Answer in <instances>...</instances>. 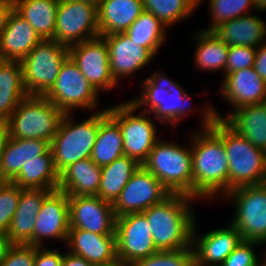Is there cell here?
I'll return each instance as SVG.
<instances>
[{
	"instance_id": "obj_1",
	"label": "cell",
	"mask_w": 266,
	"mask_h": 266,
	"mask_svg": "<svg viewBox=\"0 0 266 266\" xmlns=\"http://www.w3.org/2000/svg\"><path fill=\"white\" fill-rule=\"evenodd\" d=\"M200 111L202 131L192 133L193 198L211 199L228 193V159L223 144V120Z\"/></svg>"
},
{
	"instance_id": "obj_2",
	"label": "cell",
	"mask_w": 266,
	"mask_h": 266,
	"mask_svg": "<svg viewBox=\"0 0 266 266\" xmlns=\"http://www.w3.org/2000/svg\"><path fill=\"white\" fill-rule=\"evenodd\" d=\"M195 199L187 195L170 194L162 202L143 211L158 251L192 247V232L196 222L192 201Z\"/></svg>"
},
{
	"instance_id": "obj_3",
	"label": "cell",
	"mask_w": 266,
	"mask_h": 266,
	"mask_svg": "<svg viewBox=\"0 0 266 266\" xmlns=\"http://www.w3.org/2000/svg\"><path fill=\"white\" fill-rule=\"evenodd\" d=\"M108 115V108L97 110L82 122H75L72 113H64L50 148L54 165L60 174L66 167L91 157L99 123Z\"/></svg>"
},
{
	"instance_id": "obj_4",
	"label": "cell",
	"mask_w": 266,
	"mask_h": 266,
	"mask_svg": "<svg viewBox=\"0 0 266 266\" xmlns=\"http://www.w3.org/2000/svg\"><path fill=\"white\" fill-rule=\"evenodd\" d=\"M143 166L150 171L171 194L193 197L192 151L175 142L159 139Z\"/></svg>"
},
{
	"instance_id": "obj_5",
	"label": "cell",
	"mask_w": 266,
	"mask_h": 266,
	"mask_svg": "<svg viewBox=\"0 0 266 266\" xmlns=\"http://www.w3.org/2000/svg\"><path fill=\"white\" fill-rule=\"evenodd\" d=\"M64 113L45 96L28 95L11 113L7 134L17 139L52 142Z\"/></svg>"
},
{
	"instance_id": "obj_6",
	"label": "cell",
	"mask_w": 266,
	"mask_h": 266,
	"mask_svg": "<svg viewBox=\"0 0 266 266\" xmlns=\"http://www.w3.org/2000/svg\"><path fill=\"white\" fill-rule=\"evenodd\" d=\"M223 144L228 159V192L266 183V152L254 146L223 120Z\"/></svg>"
},
{
	"instance_id": "obj_7",
	"label": "cell",
	"mask_w": 266,
	"mask_h": 266,
	"mask_svg": "<svg viewBox=\"0 0 266 266\" xmlns=\"http://www.w3.org/2000/svg\"><path fill=\"white\" fill-rule=\"evenodd\" d=\"M69 47L53 39L41 40L22 59L23 84L28 95L45 96L54 86Z\"/></svg>"
},
{
	"instance_id": "obj_8",
	"label": "cell",
	"mask_w": 266,
	"mask_h": 266,
	"mask_svg": "<svg viewBox=\"0 0 266 266\" xmlns=\"http://www.w3.org/2000/svg\"><path fill=\"white\" fill-rule=\"evenodd\" d=\"M137 111L129 100L108 107V115L120 126L124 155L143 165L159 138L155 121L147 117V112L136 115Z\"/></svg>"
},
{
	"instance_id": "obj_9",
	"label": "cell",
	"mask_w": 266,
	"mask_h": 266,
	"mask_svg": "<svg viewBox=\"0 0 266 266\" xmlns=\"http://www.w3.org/2000/svg\"><path fill=\"white\" fill-rule=\"evenodd\" d=\"M224 198L234 202L235 214L230 223L242 239L266 245V183L236 188Z\"/></svg>"
},
{
	"instance_id": "obj_10",
	"label": "cell",
	"mask_w": 266,
	"mask_h": 266,
	"mask_svg": "<svg viewBox=\"0 0 266 266\" xmlns=\"http://www.w3.org/2000/svg\"><path fill=\"white\" fill-rule=\"evenodd\" d=\"M99 93L80 72L70 56L63 62L54 86L45 95L63 113L98 108Z\"/></svg>"
},
{
	"instance_id": "obj_11",
	"label": "cell",
	"mask_w": 266,
	"mask_h": 266,
	"mask_svg": "<svg viewBox=\"0 0 266 266\" xmlns=\"http://www.w3.org/2000/svg\"><path fill=\"white\" fill-rule=\"evenodd\" d=\"M53 40L66 46L100 36L97 6L82 0H59Z\"/></svg>"
},
{
	"instance_id": "obj_12",
	"label": "cell",
	"mask_w": 266,
	"mask_h": 266,
	"mask_svg": "<svg viewBox=\"0 0 266 266\" xmlns=\"http://www.w3.org/2000/svg\"><path fill=\"white\" fill-rule=\"evenodd\" d=\"M150 224L143 212L129 213L116 218L118 262L130 266L135 261L155 254Z\"/></svg>"
},
{
	"instance_id": "obj_13",
	"label": "cell",
	"mask_w": 266,
	"mask_h": 266,
	"mask_svg": "<svg viewBox=\"0 0 266 266\" xmlns=\"http://www.w3.org/2000/svg\"><path fill=\"white\" fill-rule=\"evenodd\" d=\"M170 194L150 171L140 165L113 203L115 216L143 212Z\"/></svg>"
},
{
	"instance_id": "obj_14",
	"label": "cell",
	"mask_w": 266,
	"mask_h": 266,
	"mask_svg": "<svg viewBox=\"0 0 266 266\" xmlns=\"http://www.w3.org/2000/svg\"><path fill=\"white\" fill-rule=\"evenodd\" d=\"M69 56L98 93L117 86L110 70L108 44L102 36L69 46Z\"/></svg>"
},
{
	"instance_id": "obj_15",
	"label": "cell",
	"mask_w": 266,
	"mask_h": 266,
	"mask_svg": "<svg viewBox=\"0 0 266 266\" xmlns=\"http://www.w3.org/2000/svg\"><path fill=\"white\" fill-rule=\"evenodd\" d=\"M223 99L233 106L232 111L223 117L211 104L209 115L225 120L235 109L243 106L266 102V82L257 74L254 67L234 71L224 75L220 85Z\"/></svg>"
},
{
	"instance_id": "obj_16",
	"label": "cell",
	"mask_w": 266,
	"mask_h": 266,
	"mask_svg": "<svg viewBox=\"0 0 266 266\" xmlns=\"http://www.w3.org/2000/svg\"><path fill=\"white\" fill-rule=\"evenodd\" d=\"M70 229H83L99 235H116V216L111 202L97 195L68 196Z\"/></svg>"
},
{
	"instance_id": "obj_17",
	"label": "cell",
	"mask_w": 266,
	"mask_h": 266,
	"mask_svg": "<svg viewBox=\"0 0 266 266\" xmlns=\"http://www.w3.org/2000/svg\"><path fill=\"white\" fill-rule=\"evenodd\" d=\"M70 229L68 195L60 190L52 191L36 216L33 246L43 247L44 240L57 239L66 242Z\"/></svg>"
},
{
	"instance_id": "obj_18",
	"label": "cell",
	"mask_w": 266,
	"mask_h": 266,
	"mask_svg": "<svg viewBox=\"0 0 266 266\" xmlns=\"http://www.w3.org/2000/svg\"><path fill=\"white\" fill-rule=\"evenodd\" d=\"M196 223L192 232L195 266H220L243 240L241 233L231 223L228 227L217 228L200 236L196 232Z\"/></svg>"
},
{
	"instance_id": "obj_19",
	"label": "cell",
	"mask_w": 266,
	"mask_h": 266,
	"mask_svg": "<svg viewBox=\"0 0 266 266\" xmlns=\"http://www.w3.org/2000/svg\"><path fill=\"white\" fill-rule=\"evenodd\" d=\"M102 37L108 44L110 70L117 83L120 79L143 69L154 58L147 48L137 46L125 32Z\"/></svg>"
},
{
	"instance_id": "obj_20",
	"label": "cell",
	"mask_w": 266,
	"mask_h": 266,
	"mask_svg": "<svg viewBox=\"0 0 266 266\" xmlns=\"http://www.w3.org/2000/svg\"><path fill=\"white\" fill-rule=\"evenodd\" d=\"M66 245L70 253L83 257L94 266L118 262L116 235H99L83 229H69Z\"/></svg>"
},
{
	"instance_id": "obj_21",
	"label": "cell",
	"mask_w": 266,
	"mask_h": 266,
	"mask_svg": "<svg viewBox=\"0 0 266 266\" xmlns=\"http://www.w3.org/2000/svg\"><path fill=\"white\" fill-rule=\"evenodd\" d=\"M52 192L46 189H22L18 207L6 232L12 245L33 246L36 216L44 199Z\"/></svg>"
},
{
	"instance_id": "obj_22",
	"label": "cell",
	"mask_w": 266,
	"mask_h": 266,
	"mask_svg": "<svg viewBox=\"0 0 266 266\" xmlns=\"http://www.w3.org/2000/svg\"><path fill=\"white\" fill-rule=\"evenodd\" d=\"M41 40L29 22L13 10L0 37V59L21 61Z\"/></svg>"
},
{
	"instance_id": "obj_23",
	"label": "cell",
	"mask_w": 266,
	"mask_h": 266,
	"mask_svg": "<svg viewBox=\"0 0 266 266\" xmlns=\"http://www.w3.org/2000/svg\"><path fill=\"white\" fill-rule=\"evenodd\" d=\"M222 41L230 46H249L257 48L266 42V23L253 14H246L225 21L213 30Z\"/></svg>"
},
{
	"instance_id": "obj_24",
	"label": "cell",
	"mask_w": 266,
	"mask_h": 266,
	"mask_svg": "<svg viewBox=\"0 0 266 266\" xmlns=\"http://www.w3.org/2000/svg\"><path fill=\"white\" fill-rule=\"evenodd\" d=\"M50 142L42 139H17L7 135L0 162V181H11L21 167L34 158L44 155Z\"/></svg>"
},
{
	"instance_id": "obj_25",
	"label": "cell",
	"mask_w": 266,
	"mask_h": 266,
	"mask_svg": "<svg viewBox=\"0 0 266 266\" xmlns=\"http://www.w3.org/2000/svg\"><path fill=\"white\" fill-rule=\"evenodd\" d=\"M143 11L142 0H102L97 6L100 36L125 32Z\"/></svg>"
},
{
	"instance_id": "obj_26",
	"label": "cell",
	"mask_w": 266,
	"mask_h": 266,
	"mask_svg": "<svg viewBox=\"0 0 266 266\" xmlns=\"http://www.w3.org/2000/svg\"><path fill=\"white\" fill-rule=\"evenodd\" d=\"M101 167L90 158L79 160L59 174L58 190L68 196H92L98 194Z\"/></svg>"
},
{
	"instance_id": "obj_27",
	"label": "cell",
	"mask_w": 266,
	"mask_h": 266,
	"mask_svg": "<svg viewBox=\"0 0 266 266\" xmlns=\"http://www.w3.org/2000/svg\"><path fill=\"white\" fill-rule=\"evenodd\" d=\"M27 96L21 62L0 59V127L6 128L11 113Z\"/></svg>"
},
{
	"instance_id": "obj_28",
	"label": "cell",
	"mask_w": 266,
	"mask_h": 266,
	"mask_svg": "<svg viewBox=\"0 0 266 266\" xmlns=\"http://www.w3.org/2000/svg\"><path fill=\"white\" fill-rule=\"evenodd\" d=\"M224 121L254 146L266 152V102L235 109Z\"/></svg>"
},
{
	"instance_id": "obj_29",
	"label": "cell",
	"mask_w": 266,
	"mask_h": 266,
	"mask_svg": "<svg viewBox=\"0 0 266 266\" xmlns=\"http://www.w3.org/2000/svg\"><path fill=\"white\" fill-rule=\"evenodd\" d=\"M10 182L22 189L57 190L59 173L54 165L51 148L44 155L25 163Z\"/></svg>"
},
{
	"instance_id": "obj_30",
	"label": "cell",
	"mask_w": 266,
	"mask_h": 266,
	"mask_svg": "<svg viewBox=\"0 0 266 266\" xmlns=\"http://www.w3.org/2000/svg\"><path fill=\"white\" fill-rule=\"evenodd\" d=\"M59 0H14V10L35 29L42 40L53 39Z\"/></svg>"
},
{
	"instance_id": "obj_31",
	"label": "cell",
	"mask_w": 266,
	"mask_h": 266,
	"mask_svg": "<svg viewBox=\"0 0 266 266\" xmlns=\"http://www.w3.org/2000/svg\"><path fill=\"white\" fill-rule=\"evenodd\" d=\"M139 167V163L125 155L109 165L101 167V180L97 196L113 204Z\"/></svg>"
},
{
	"instance_id": "obj_32",
	"label": "cell",
	"mask_w": 266,
	"mask_h": 266,
	"mask_svg": "<svg viewBox=\"0 0 266 266\" xmlns=\"http://www.w3.org/2000/svg\"><path fill=\"white\" fill-rule=\"evenodd\" d=\"M122 156H124V146L120 126L107 115L99 123L90 159L96 165L103 167Z\"/></svg>"
},
{
	"instance_id": "obj_33",
	"label": "cell",
	"mask_w": 266,
	"mask_h": 266,
	"mask_svg": "<svg viewBox=\"0 0 266 266\" xmlns=\"http://www.w3.org/2000/svg\"><path fill=\"white\" fill-rule=\"evenodd\" d=\"M197 42L194 53L196 67L212 72L223 70L225 73L229 47L212 31L201 29L193 38Z\"/></svg>"
},
{
	"instance_id": "obj_34",
	"label": "cell",
	"mask_w": 266,
	"mask_h": 266,
	"mask_svg": "<svg viewBox=\"0 0 266 266\" xmlns=\"http://www.w3.org/2000/svg\"><path fill=\"white\" fill-rule=\"evenodd\" d=\"M166 28L154 14L143 11L125 33L137 46L147 48L155 56L166 42Z\"/></svg>"
},
{
	"instance_id": "obj_35",
	"label": "cell",
	"mask_w": 266,
	"mask_h": 266,
	"mask_svg": "<svg viewBox=\"0 0 266 266\" xmlns=\"http://www.w3.org/2000/svg\"><path fill=\"white\" fill-rule=\"evenodd\" d=\"M144 11L154 14L166 27L191 16L202 0H142Z\"/></svg>"
},
{
	"instance_id": "obj_36",
	"label": "cell",
	"mask_w": 266,
	"mask_h": 266,
	"mask_svg": "<svg viewBox=\"0 0 266 266\" xmlns=\"http://www.w3.org/2000/svg\"><path fill=\"white\" fill-rule=\"evenodd\" d=\"M190 96L181 87L180 84L174 82L170 87L169 92H164V98L162 105L157 107L151 114H154L155 118L162 122L173 126L177 125L180 119H183L191 111L190 107ZM189 102V103H188ZM189 111V112H188Z\"/></svg>"
},
{
	"instance_id": "obj_37",
	"label": "cell",
	"mask_w": 266,
	"mask_h": 266,
	"mask_svg": "<svg viewBox=\"0 0 266 266\" xmlns=\"http://www.w3.org/2000/svg\"><path fill=\"white\" fill-rule=\"evenodd\" d=\"M164 73L154 72L152 75L141 82L143 87L141 95L137 96L131 101L137 109L146 107L143 112L152 113L157 107L162 105L164 92H169L170 87L175 82L167 78Z\"/></svg>"
},
{
	"instance_id": "obj_38",
	"label": "cell",
	"mask_w": 266,
	"mask_h": 266,
	"mask_svg": "<svg viewBox=\"0 0 266 266\" xmlns=\"http://www.w3.org/2000/svg\"><path fill=\"white\" fill-rule=\"evenodd\" d=\"M208 2L212 23L203 29L205 31H212L220 23L249 14L251 7L252 10L255 9L253 0H209Z\"/></svg>"
},
{
	"instance_id": "obj_39",
	"label": "cell",
	"mask_w": 266,
	"mask_h": 266,
	"mask_svg": "<svg viewBox=\"0 0 266 266\" xmlns=\"http://www.w3.org/2000/svg\"><path fill=\"white\" fill-rule=\"evenodd\" d=\"M193 248L157 251L155 254L135 261L130 266H194Z\"/></svg>"
},
{
	"instance_id": "obj_40",
	"label": "cell",
	"mask_w": 266,
	"mask_h": 266,
	"mask_svg": "<svg viewBox=\"0 0 266 266\" xmlns=\"http://www.w3.org/2000/svg\"><path fill=\"white\" fill-rule=\"evenodd\" d=\"M22 188L10 181H0V233H6L18 207Z\"/></svg>"
},
{
	"instance_id": "obj_41",
	"label": "cell",
	"mask_w": 266,
	"mask_h": 266,
	"mask_svg": "<svg viewBox=\"0 0 266 266\" xmlns=\"http://www.w3.org/2000/svg\"><path fill=\"white\" fill-rule=\"evenodd\" d=\"M262 243L242 240L237 247L228 255L220 266H259L258 259L253 247Z\"/></svg>"
},
{
	"instance_id": "obj_42",
	"label": "cell",
	"mask_w": 266,
	"mask_h": 266,
	"mask_svg": "<svg viewBox=\"0 0 266 266\" xmlns=\"http://www.w3.org/2000/svg\"><path fill=\"white\" fill-rule=\"evenodd\" d=\"M255 47L230 46L226 62L225 74L254 66Z\"/></svg>"
},
{
	"instance_id": "obj_43",
	"label": "cell",
	"mask_w": 266,
	"mask_h": 266,
	"mask_svg": "<svg viewBox=\"0 0 266 266\" xmlns=\"http://www.w3.org/2000/svg\"><path fill=\"white\" fill-rule=\"evenodd\" d=\"M35 246L12 245L0 266H34Z\"/></svg>"
},
{
	"instance_id": "obj_44",
	"label": "cell",
	"mask_w": 266,
	"mask_h": 266,
	"mask_svg": "<svg viewBox=\"0 0 266 266\" xmlns=\"http://www.w3.org/2000/svg\"><path fill=\"white\" fill-rule=\"evenodd\" d=\"M63 253L60 250L35 246L34 266H61Z\"/></svg>"
},
{
	"instance_id": "obj_45",
	"label": "cell",
	"mask_w": 266,
	"mask_h": 266,
	"mask_svg": "<svg viewBox=\"0 0 266 266\" xmlns=\"http://www.w3.org/2000/svg\"><path fill=\"white\" fill-rule=\"evenodd\" d=\"M253 67L262 80L266 82V42L257 47Z\"/></svg>"
},
{
	"instance_id": "obj_46",
	"label": "cell",
	"mask_w": 266,
	"mask_h": 266,
	"mask_svg": "<svg viewBox=\"0 0 266 266\" xmlns=\"http://www.w3.org/2000/svg\"><path fill=\"white\" fill-rule=\"evenodd\" d=\"M14 10V2H0V37L5 30L8 18Z\"/></svg>"
},
{
	"instance_id": "obj_47",
	"label": "cell",
	"mask_w": 266,
	"mask_h": 266,
	"mask_svg": "<svg viewBox=\"0 0 266 266\" xmlns=\"http://www.w3.org/2000/svg\"><path fill=\"white\" fill-rule=\"evenodd\" d=\"M61 266H94L83 257L74 255L70 252L63 253Z\"/></svg>"
},
{
	"instance_id": "obj_48",
	"label": "cell",
	"mask_w": 266,
	"mask_h": 266,
	"mask_svg": "<svg viewBox=\"0 0 266 266\" xmlns=\"http://www.w3.org/2000/svg\"><path fill=\"white\" fill-rule=\"evenodd\" d=\"M12 246L6 233H0V264L5 259L8 249Z\"/></svg>"
},
{
	"instance_id": "obj_49",
	"label": "cell",
	"mask_w": 266,
	"mask_h": 266,
	"mask_svg": "<svg viewBox=\"0 0 266 266\" xmlns=\"http://www.w3.org/2000/svg\"><path fill=\"white\" fill-rule=\"evenodd\" d=\"M7 130L4 127H0V162H1V157H2V151L4 148V144L7 139Z\"/></svg>"
},
{
	"instance_id": "obj_50",
	"label": "cell",
	"mask_w": 266,
	"mask_h": 266,
	"mask_svg": "<svg viewBox=\"0 0 266 266\" xmlns=\"http://www.w3.org/2000/svg\"><path fill=\"white\" fill-rule=\"evenodd\" d=\"M253 4L255 7V10L257 9V11H266V0H253Z\"/></svg>"
},
{
	"instance_id": "obj_51",
	"label": "cell",
	"mask_w": 266,
	"mask_h": 266,
	"mask_svg": "<svg viewBox=\"0 0 266 266\" xmlns=\"http://www.w3.org/2000/svg\"><path fill=\"white\" fill-rule=\"evenodd\" d=\"M82 1H87V2L93 3L96 6H98L102 0H82Z\"/></svg>"
},
{
	"instance_id": "obj_52",
	"label": "cell",
	"mask_w": 266,
	"mask_h": 266,
	"mask_svg": "<svg viewBox=\"0 0 266 266\" xmlns=\"http://www.w3.org/2000/svg\"><path fill=\"white\" fill-rule=\"evenodd\" d=\"M259 266H266V252L264 253V258H263V260L261 261V263H260Z\"/></svg>"
},
{
	"instance_id": "obj_53",
	"label": "cell",
	"mask_w": 266,
	"mask_h": 266,
	"mask_svg": "<svg viewBox=\"0 0 266 266\" xmlns=\"http://www.w3.org/2000/svg\"><path fill=\"white\" fill-rule=\"evenodd\" d=\"M0 2H14V0H0Z\"/></svg>"
},
{
	"instance_id": "obj_54",
	"label": "cell",
	"mask_w": 266,
	"mask_h": 266,
	"mask_svg": "<svg viewBox=\"0 0 266 266\" xmlns=\"http://www.w3.org/2000/svg\"><path fill=\"white\" fill-rule=\"evenodd\" d=\"M111 266H124V265H122L121 263H117V264L111 265Z\"/></svg>"
}]
</instances>
